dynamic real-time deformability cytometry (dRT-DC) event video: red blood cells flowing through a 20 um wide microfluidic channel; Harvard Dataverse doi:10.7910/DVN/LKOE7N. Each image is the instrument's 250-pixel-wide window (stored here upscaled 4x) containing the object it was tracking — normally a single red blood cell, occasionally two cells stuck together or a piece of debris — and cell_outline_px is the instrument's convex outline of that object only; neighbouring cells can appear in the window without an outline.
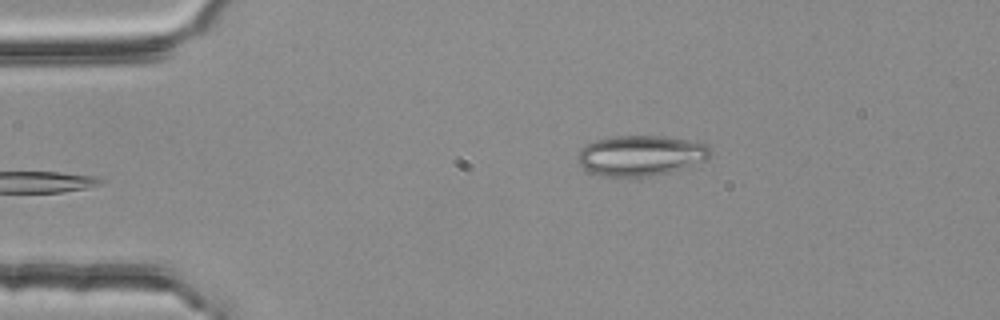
{"species": "common noctule bat (a hibernating species)", "species_latin": "Nyctalus noctula", "temperature_condition": "room temperature", "stored_images_in_passage": 3, "camera_frame_rate_fps": 3000, "um_per_image_px": 0.085, "animal": {"sex": "female", "body_mass_g": 25.1}, "frame": {"image": 1, "passage_image": 3, "time_ms": 0.667, "image_size_px": [1000, 320], "cell_outline_px": [[712, 152], [704, 160], [684, 168], [672, 172], [648, 176], [600, 176], [584, 168], [580, 164], [580, 148], [596, 140], [616, 136], [664, 136], [688, 140], [708, 144], [712, 148]], "centroid_in_image_um": [54.51, 13.21], "position_along_channel_um": 30.5, "area_um2": 30.92}}